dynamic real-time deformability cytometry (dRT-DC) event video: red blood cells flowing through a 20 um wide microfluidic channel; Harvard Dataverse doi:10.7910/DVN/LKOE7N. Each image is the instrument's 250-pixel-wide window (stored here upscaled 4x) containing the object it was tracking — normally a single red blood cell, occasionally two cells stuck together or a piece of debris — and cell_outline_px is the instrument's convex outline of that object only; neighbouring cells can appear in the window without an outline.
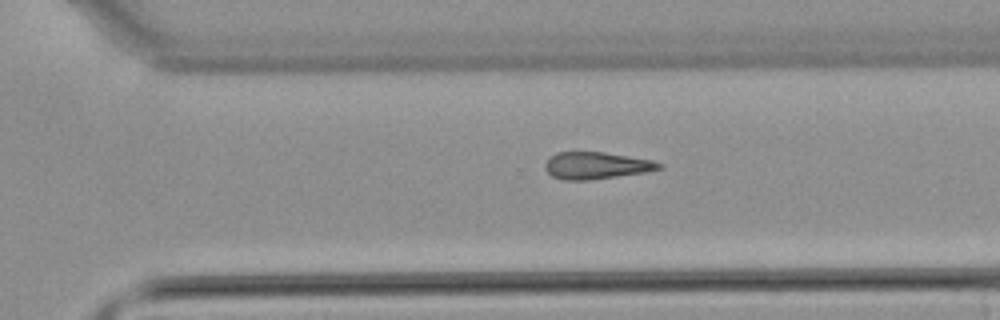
{"species": "common noctule bat (a hibernating species)", "species_latin": "Nyctalus noctula", "temperature_condition": "warm", "stored_images_in_passage": 28, "camera_frame_rate_fps": 3000, "um_per_image_px": 0.085, "animal": {"sex": "male", "body_mass_g": 21.5, "forearm_length_mm": 52.0}, "frame": {"image": 1, "passage_image": 24, "time_ms": 7.667, "image_size_px": [1000, 320], "cell_outline_px": [[664, 168], [644, 172], [588, 180], [564, 180], [552, 176], [544, 168], [544, 164], [548, 156], [556, 152], [604, 152], [652, 160], [664, 164]], "centroid_in_image_um": [50.65, 14.06], "position_along_channel_um": 319.9, "area_um2": 17.98}}